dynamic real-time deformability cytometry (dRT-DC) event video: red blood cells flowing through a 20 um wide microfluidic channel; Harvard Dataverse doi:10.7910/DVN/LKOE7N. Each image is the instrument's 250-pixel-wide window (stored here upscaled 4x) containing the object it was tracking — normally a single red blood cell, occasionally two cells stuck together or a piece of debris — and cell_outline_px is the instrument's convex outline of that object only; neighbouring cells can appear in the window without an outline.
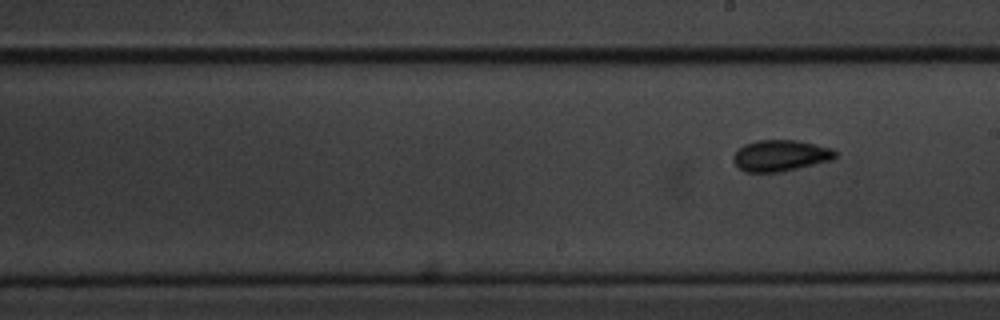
{"species": "common noctule bat (a hibernating species)", "species_latin": "Nyctalus noctula", "temperature_condition": "cold", "stored_images_in_passage": 10, "segment_of_instrument_passage": [2, 2], "camera_frame_rate_fps": 3000, "um_per_image_px": 0.085, "animal": {"sex": "male", "body_mass_g": 20.1, "forearm_length_mm": 53.5}, "frame": {"image": 1, "passage_image": 10, "time_ms": 11.667, "image_size_px": [1000, 320], "cell_outline_px": [[836, 156], [828, 160], [780, 172], [744, 172], [732, 160], [732, 156], [744, 144], [756, 140], [796, 140], [816, 144], [832, 148], [836, 152]], "centroid_in_image_um": [66.29, 13.21], "position_along_channel_um": 222.7, "area_um2": 18.32}}